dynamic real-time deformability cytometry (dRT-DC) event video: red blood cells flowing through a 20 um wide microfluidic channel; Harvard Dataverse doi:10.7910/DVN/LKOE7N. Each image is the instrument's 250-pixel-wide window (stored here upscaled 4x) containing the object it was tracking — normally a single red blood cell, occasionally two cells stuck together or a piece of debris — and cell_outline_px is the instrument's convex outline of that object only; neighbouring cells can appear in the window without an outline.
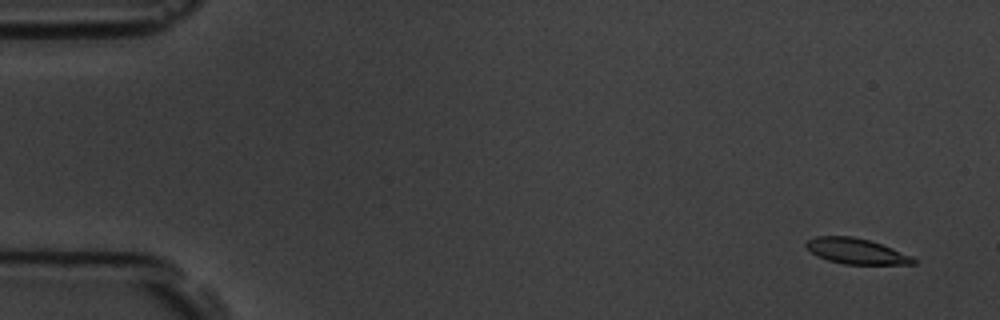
{"species": "common noctule bat (a hibernating species)", "species_latin": "Nyctalus noctula", "temperature_condition": "room temperature", "stored_images_in_passage": 4, "camera_frame_rate_fps": 3000, "um_per_image_px": 0.085, "animal": {"sex": "male", "body_mass_g": 19.5, "forearm_length_mm": 54.6}, "frame": {"image": 1, "passage_image": 1, "time_ms": 0.0, "image_size_px": [1000, 320], "cell_outline_px": [[916, 264], [844, 264], [828, 260], [816, 256], [804, 244], [808, 240], [816, 236], [852, 236], [868, 240], [892, 248], [912, 256], [916, 260]], "centroid_in_image_um": [72.77, 21.35], "position_along_channel_um": 12.2, "area_um2": 15.84}}
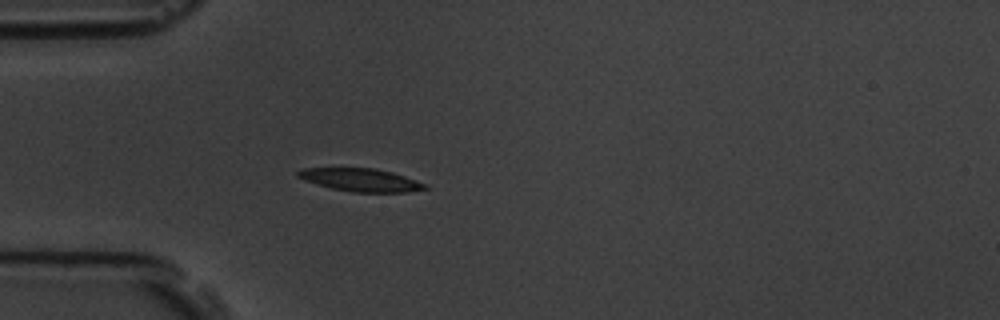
{"frame": {"image": 2, "passage_image": 4, "time_ms": 4.333, "image_size_px": [1000, 320], "cell_outline_px": [[428, 188], [408, 192], [352, 192], [332, 188], [304, 180], [296, 176], [296, 172], [300, 168], [376, 168], [392, 172], [428, 184]], "centroid_in_image_um": [30.66, 15.29], "position_along_channel_um": 54.3, "area_um2": 16.99}}